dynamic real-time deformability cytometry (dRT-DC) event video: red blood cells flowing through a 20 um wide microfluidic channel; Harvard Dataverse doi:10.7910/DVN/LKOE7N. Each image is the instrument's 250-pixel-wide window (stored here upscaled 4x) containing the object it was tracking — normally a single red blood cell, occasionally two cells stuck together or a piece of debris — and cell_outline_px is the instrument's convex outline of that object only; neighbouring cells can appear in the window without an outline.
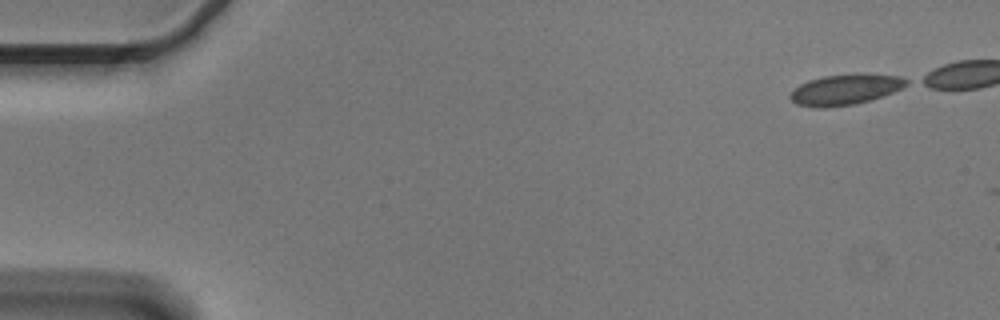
{"species": "Egyptian fruit bat (a non-hibernating species)", "species_latin": "Rousettus aegyptiacus", "temperature_condition": "cold", "stored_images_in_passage": 2, "camera_frame_rate_fps": 3000, "um_per_image_px": 0.085, "animal": {"sex": "male"}, "frame": {"image": 1, "passage_image": 1, "time_ms": 0.0, "image_size_px": [1000, 320], "cell_outline_px": [[908, 84], [892, 92], [856, 104], [820, 108], [796, 104], [788, 96], [800, 84], [808, 80], [824, 76], [856, 72], [864, 72], [900, 76], [908, 80]], "centroid_in_image_um": [71.85, 7.58], "position_along_channel_um": 13.1, "area_um2": 20.81}}